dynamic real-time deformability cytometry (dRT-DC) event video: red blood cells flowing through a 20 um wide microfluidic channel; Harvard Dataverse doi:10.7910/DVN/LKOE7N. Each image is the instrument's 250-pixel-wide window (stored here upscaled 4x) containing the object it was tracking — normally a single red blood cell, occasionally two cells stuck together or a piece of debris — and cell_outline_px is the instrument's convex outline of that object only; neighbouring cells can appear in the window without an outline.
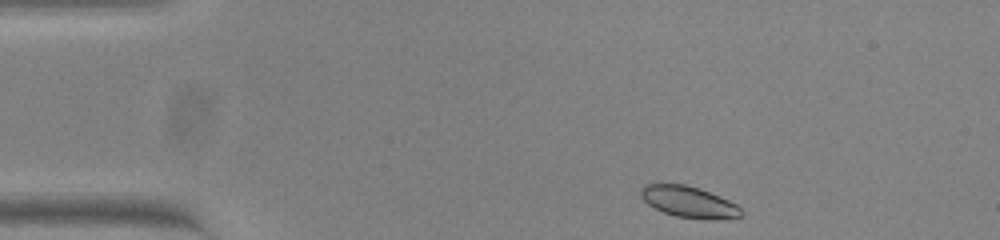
{"species": "common noctule bat (a hibernating species)", "species_latin": "Nyctalus noctula", "temperature_condition": "warm", "stored_images_in_passage": 46, "camera_frame_rate_fps": 3000, "um_per_image_px": 0.085, "animal": {"sex": "female", "body_mass_g": 23.0, "forearm_length_mm": 53.4}, "frame": {"image": 1, "passage_image": 1, "time_ms": 0.0, "image_size_px": [1000, 240], "cell_outline_px": [[744, 212], [740, 216], [708, 220], [676, 216], [664, 212], [648, 204], [640, 196], [640, 188], [644, 184], [684, 184], [700, 188], [728, 200], [736, 204]], "centroid_in_image_um": [58.53, 17.15], "position_along_channel_um": 26.5, "area_um2": 18.15}}
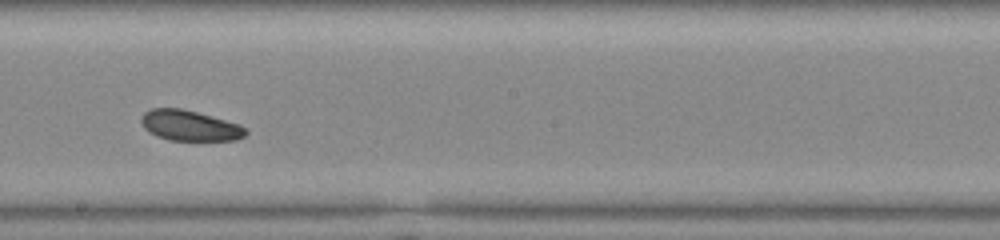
{"frame": {"image": 2, "passage_image": 23, "time_ms": 7.333, "image_size_px": [1000, 240], "cell_outline_px": [[248, 132], [244, 136], [236, 140], [168, 140], [156, 136], [148, 132], [144, 128], [140, 120], [140, 116], [144, 112], [152, 108], [180, 108], [196, 112], [240, 124]], "centroid_in_image_um": [16.08, 10.67], "position_along_channel_um": 232.1, "area_um2": 18.55}}
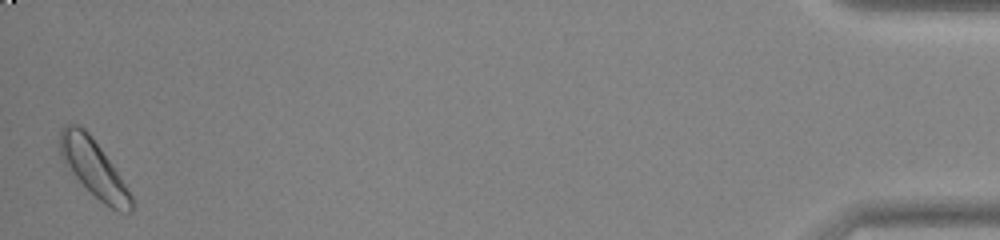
{"frame": {"image": 3, "passage_image": 46, "time_ms": 15.0, "image_size_px": [1000, 240], "cell_outline_px": [[132, 212], [120, 212], [104, 204], [76, 176], [60, 156], [60, 132], [64, 124], [76, 124], [84, 128], [88, 132], [112, 164], [132, 196]], "centroid_in_image_um": [7.96, 14.27], "position_along_channel_um": 427.2, "area_um2": 22.89}, "authors_computed_cell_mechanics": {"area_um2": 19.3341, "velocity_mm_per_s": 3.7589, "shape_relaxation_time_tau1_ms": 1.3913, "shape_relaxation_time_tau2_ms": null, "deformation_change_tau1": 0.0591, "deformation_change_tau2": null}}